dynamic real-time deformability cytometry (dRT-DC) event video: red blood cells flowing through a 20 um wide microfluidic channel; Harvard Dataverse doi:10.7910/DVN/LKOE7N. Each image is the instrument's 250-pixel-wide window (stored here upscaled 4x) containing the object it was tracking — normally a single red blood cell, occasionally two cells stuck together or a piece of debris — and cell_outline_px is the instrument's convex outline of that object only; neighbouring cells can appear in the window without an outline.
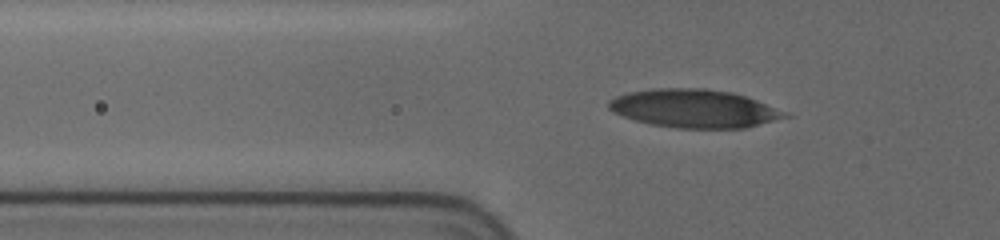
{"species": "human", "species_latin": "Homo sapiens", "temperature_condition": "cold", "stored_images_in_passage": 48, "camera_frame_rate_fps": 3000, "um_per_image_px": 0.085, "donor": {"sex": "female"}, "frame": {"image": 1, "passage_image": 13, "time_ms": 4.0, "image_size_px": [1000, 240], "cell_outline_px": [[792, 116], [744, 128], [676, 128], [652, 124], [636, 120], [624, 116], [608, 108], [608, 100], [616, 96], [628, 92], [652, 88], [704, 88], [732, 92], [756, 100], [784, 112]], "centroid_in_image_um": [58.98, 9.22], "position_along_channel_um": 66.8, "area_um2": 38.96}}
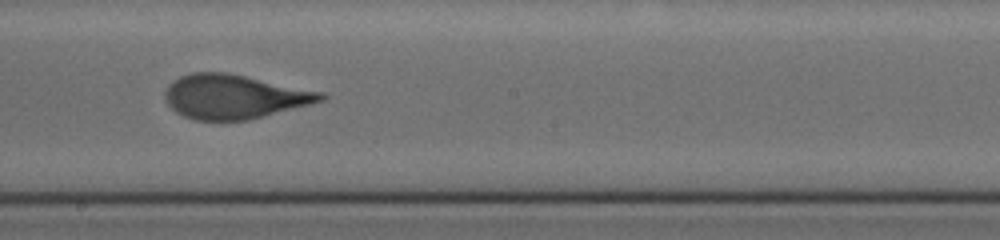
{"frame": {"image": 2, "passage_image": 27, "time_ms": 8.667, "image_size_px": [1000, 240], "cell_outline_px": [[328, 96], [324, 100], [248, 120], [196, 120], [184, 116], [176, 112], [164, 100], [164, 92], [168, 84], [180, 76], [192, 72], [224, 72], [324, 92]], "centroid_in_image_um": [19.87, 8.21], "position_along_channel_um": 228.3, "area_um2": 39.82}}
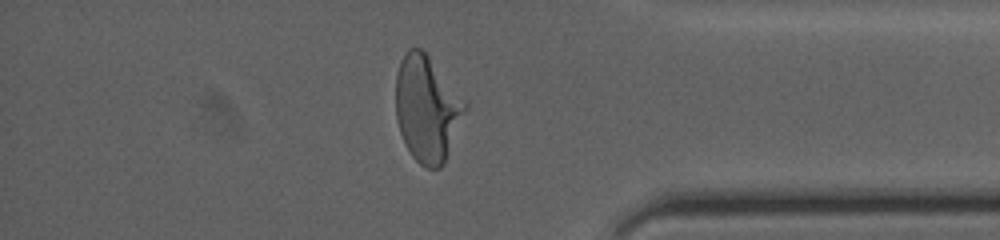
{"frame": {"image": 3, "passage_image": 42, "time_ms": 13.667, "image_size_px": [1000, 240], "cell_outline_px": [[468, 108], [444, 164], [440, 168], [428, 168], [420, 164], [412, 156], [400, 132], [396, 120], [396, 72], [400, 60], [408, 48], [420, 48], [428, 56], [468, 104]], "centroid_in_image_um": [36.3, 9.25], "position_along_channel_um": 398.9, "area_um2": 42.6}}